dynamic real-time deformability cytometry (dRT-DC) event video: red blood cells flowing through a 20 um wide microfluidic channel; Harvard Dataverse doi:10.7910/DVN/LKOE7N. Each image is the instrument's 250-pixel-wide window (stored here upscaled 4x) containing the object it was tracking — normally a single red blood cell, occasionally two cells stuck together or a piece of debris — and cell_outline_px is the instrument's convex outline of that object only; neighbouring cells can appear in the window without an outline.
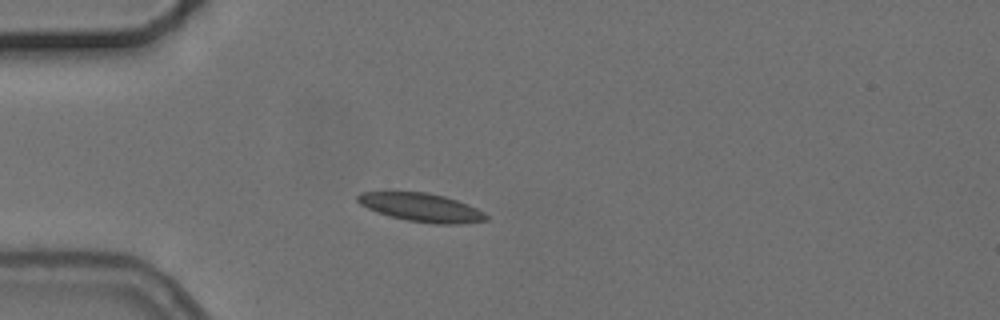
{"species": "common noctule bat (a hibernating species)", "species_latin": "Nyctalus noctula", "temperature_condition": "cold", "stored_images_in_passage": 5, "camera_frame_rate_fps": 3000, "um_per_image_px": 0.085, "animal": {"sex": "female", "body_mass_g": 24.6, "forearm_length_mm": 56.2}, "frame": {"image": 1, "passage_image": 5, "time_ms": 4.667, "image_size_px": [1000, 320], "cell_outline_px": [[488, 220], [456, 224], [436, 224], [408, 220], [376, 212], [360, 204], [356, 200], [356, 196], [360, 192], [424, 192], [444, 196], [468, 204], [484, 212], [488, 216]], "centroid_in_image_um": [35.81, 17.63], "position_along_channel_um": 49.2, "area_um2": 21.1}}